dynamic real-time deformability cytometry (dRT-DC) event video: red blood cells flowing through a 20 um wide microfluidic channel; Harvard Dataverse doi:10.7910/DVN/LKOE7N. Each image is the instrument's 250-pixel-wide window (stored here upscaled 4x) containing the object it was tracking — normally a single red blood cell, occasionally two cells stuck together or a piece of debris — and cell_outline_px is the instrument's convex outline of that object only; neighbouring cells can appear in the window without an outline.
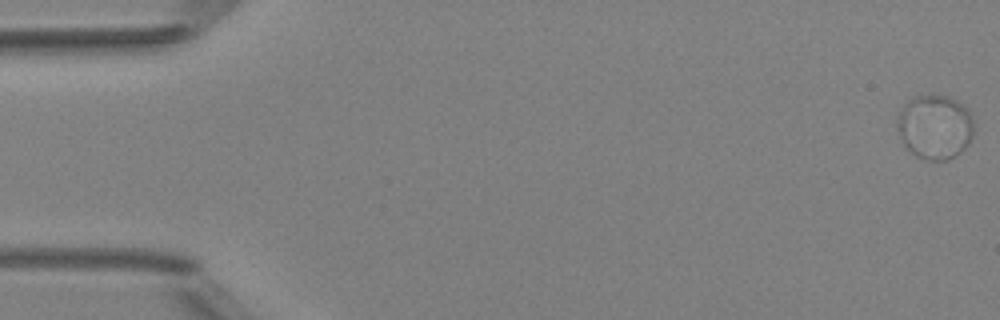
{"species": "Egyptian fruit bat (a non-hibernating species)", "species_latin": "Rousettus aegyptiacus", "temperature_condition": "room temperature", "stored_images_in_passage": 6, "camera_frame_rate_fps": 3000, "um_per_image_px": 0.085, "animal": {"sex": "female"}, "frame": {"image": 1, "passage_image": 1, "time_ms": 0.0, "image_size_px": [1000, 320], "cell_outline_px": [[972, 136], [968, 144], [960, 152], [948, 160], [928, 160], [916, 156], [904, 144], [896, 128], [896, 124], [900, 108], [912, 96], [948, 96], [964, 104], [968, 108], [972, 116]], "centroid_in_image_um": [79.45, 10.77], "position_along_channel_um": 5.5, "area_um2": 28.78}}